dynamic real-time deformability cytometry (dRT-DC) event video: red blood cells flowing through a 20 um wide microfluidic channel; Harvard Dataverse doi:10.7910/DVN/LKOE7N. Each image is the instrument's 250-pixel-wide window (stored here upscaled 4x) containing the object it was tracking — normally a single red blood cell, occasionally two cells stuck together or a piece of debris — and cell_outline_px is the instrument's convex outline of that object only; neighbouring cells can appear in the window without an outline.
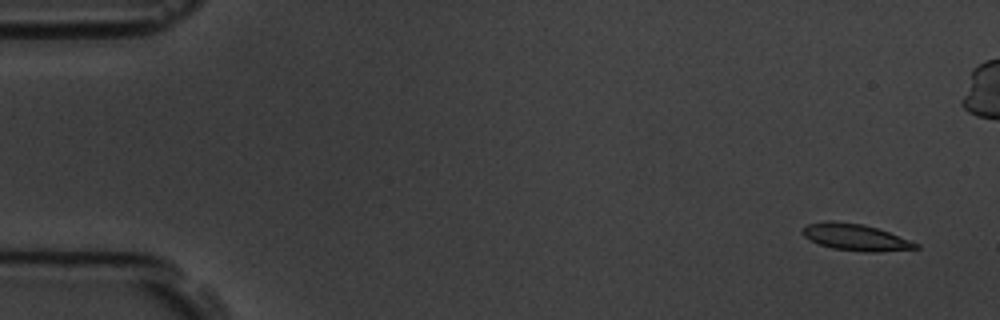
{"species": "common noctule bat (a hibernating species)", "species_latin": "Nyctalus noctula", "temperature_condition": "room temperature", "stored_images_in_passage": 5, "camera_frame_rate_fps": 3000, "um_per_image_px": 0.085, "animal": {"sex": "male", "body_mass_g": 19.5, "forearm_length_mm": 54.6}, "frame": {"image": 1, "passage_image": 1, "time_ms": 0.0, "image_size_px": [1000, 320], "cell_outline_px": [[920, 248], [880, 252], [864, 252], [832, 248], [820, 244], [804, 236], [800, 232], [808, 224], [824, 220], [832, 220], [860, 224], [876, 228], [888, 232], [920, 244]], "centroid_in_image_um": [72.72, 20.17], "position_along_channel_um": 12.3, "area_um2": 17.46}}